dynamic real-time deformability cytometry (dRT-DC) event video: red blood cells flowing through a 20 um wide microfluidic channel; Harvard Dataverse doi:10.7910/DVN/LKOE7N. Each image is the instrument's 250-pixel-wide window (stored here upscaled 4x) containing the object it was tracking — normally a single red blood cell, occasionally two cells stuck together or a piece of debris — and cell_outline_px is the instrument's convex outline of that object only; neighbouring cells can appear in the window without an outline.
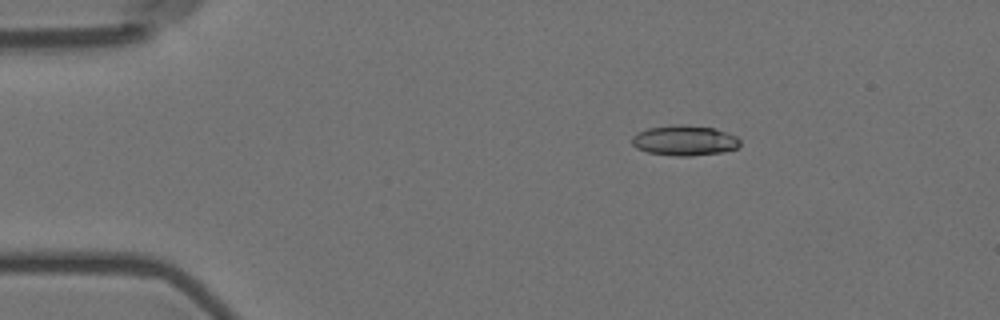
{"species": "Egyptian fruit bat (a non-hibernating species)", "species_latin": "Rousettus aegyptiacus", "temperature_condition": "room temperature", "stored_images_in_passage": 57, "camera_frame_rate_fps": 3000, "um_per_image_px": 0.085, "animal": {"sex": "female"}, "frame": {"image": 1, "passage_image": 10, "time_ms": 3.0, "image_size_px": [1000, 320], "cell_outline_px": [[740, 144], [736, 148], [724, 152], [692, 156], [676, 156], [648, 152], [636, 148], [632, 144], [632, 136], [636, 132], [648, 128], [672, 124], [684, 124], [716, 128], [728, 132], [736, 136], [740, 140]], "centroid_in_image_um": [58.19, 11.93], "position_along_channel_um": 26.8, "area_um2": 19.36}}
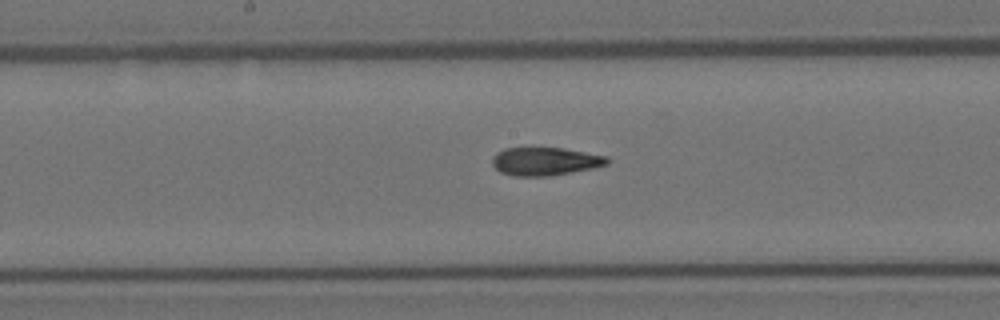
{"frame": {"image": 2, "passage_image": 30, "time_ms": 9.667, "image_size_px": [1000, 320], "cell_outline_px": [[612, 160], [608, 164], [592, 168], [552, 176], [516, 176], [500, 172], [492, 164], [492, 156], [496, 152], [504, 148], [564, 148], [608, 156]], "centroid_in_image_um": [46.35, 13.71], "position_along_channel_um": 201.8, "area_um2": 19.02}}
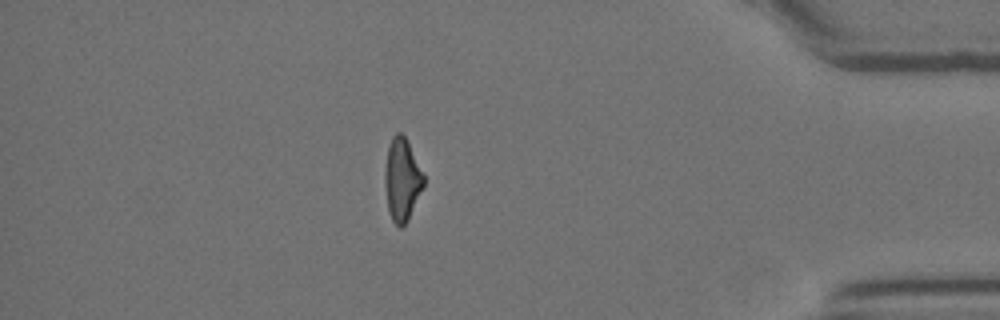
{"frame": {"image": 3, "passage_image": 50, "time_ms": 16.333, "image_size_px": [1000, 320], "cell_outline_px": [[424, 184], [408, 220], [400, 228], [392, 220], [388, 212], [384, 184], [384, 172], [388, 148], [392, 136], [396, 132], [400, 132], [404, 136], [424, 176]], "centroid_in_image_um": [34.14, 15.29], "position_along_channel_um": 401.1, "area_um2": 18.38}, "authors_computed_cell_mechanics": {"area_um2": 19.0162, "velocity_mm_per_s": 3.585, "shape_relaxation_time_tau1_ms": 9.0625, "shape_relaxation_time_tau2_ms": 2.7539, "deformation_change_tau1": 0.2428, "deformation_change_tau2": 0.1077}}